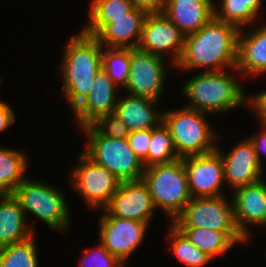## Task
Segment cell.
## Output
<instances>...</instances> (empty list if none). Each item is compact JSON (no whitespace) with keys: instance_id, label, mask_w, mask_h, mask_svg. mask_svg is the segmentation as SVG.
<instances>
[{"instance_id":"cell-1","label":"cell","mask_w":266,"mask_h":267,"mask_svg":"<svg viewBox=\"0 0 266 267\" xmlns=\"http://www.w3.org/2000/svg\"><path fill=\"white\" fill-rule=\"evenodd\" d=\"M239 31L236 25L214 16L201 29L185 36L184 49L175 66L185 71L201 67H207L203 72L223 71L226 67L235 70Z\"/></svg>"},{"instance_id":"cell-2","label":"cell","mask_w":266,"mask_h":267,"mask_svg":"<svg viewBox=\"0 0 266 267\" xmlns=\"http://www.w3.org/2000/svg\"><path fill=\"white\" fill-rule=\"evenodd\" d=\"M103 45L83 30L71 37L63 53V93L73 112L89 96L94 76L102 67Z\"/></svg>"},{"instance_id":"cell-3","label":"cell","mask_w":266,"mask_h":267,"mask_svg":"<svg viewBox=\"0 0 266 267\" xmlns=\"http://www.w3.org/2000/svg\"><path fill=\"white\" fill-rule=\"evenodd\" d=\"M182 92L190 100L186 107L213 114L242 106L249 98L232 72L225 70L199 72L185 82Z\"/></svg>"},{"instance_id":"cell-4","label":"cell","mask_w":266,"mask_h":267,"mask_svg":"<svg viewBox=\"0 0 266 267\" xmlns=\"http://www.w3.org/2000/svg\"><path fill=\"white\" fill-rule=\"evenodd\" d=\"M142 179L149 188L155 209L161 208L172 222L192 198L182 158L145 168Z\"/></svg>"},{"instance_id":"cell-5","label":"cell","mask_w":266,"mask_h":267,"mask_svg":"<svg viewBox=\"0 0 266 267\" xmlns=\"http://www.w3.org/2000/svg\"><path fill=\"white\" fill-rule=\"evenodd\" d=\"M88 137L83 152L92 161L105 167L120 182L136 181L143 177V162L130 149L127 138H109L101 135L92 125L81 128Z\"/></svg>"},{"instance_id":"cell-6","label":"cell","mask_w":266,"mask_h":267,"mask_svg":"<svg viewBox=\"0 0 266 267\" xmlns=\"http://www.w3.org/2000/svg\"><path fill=\"white\" fill-rule=\"evenodd\" d=\"M162 113L163 122L169 128L180 158L216 150L214 141L218 136L207 122L204 112L185 106Z\"/></svg>"},{"instance_id":"cell-7","label":"cell","mask_w":266,"mask_h":267,"mask_svg":"<svg viewBox=\"0 0 266 267\" xmlns=\"http://www.w3.org/2000/svg\"><path fill=\"white\" fill-rule=\"evenodd\" d=\"M13 196L19 201L25 215L26 211L31 212L47 226L60 232L70 227L68 203L59 189L26 178L15 188Z\"/></svg>"},{"instance_id":"cell-8","label":"cell","mask_w":266,"mask_h":267,"mask_svg":"<svg viewBox=\"0 0 266 267\" xmlns=\"http://www.w3.org/2000/svg\"><path fill=\"white\" fill-rule=\"evenodd\" d=\"M226 196L191 198L183 212L172 222L177 228L213 229L239 232L234 220L233 203Z\"/></svg>"},{"instance_id":"cell-9","label":"cell","mask_w":266,"mask_h":267,"mask_svg":"<svg viewBox=\"0 0 266 267\" xmlns=\"http://www.w3.org/2000/svg\"><path fill=\"white\" fill-rule=\"evenodd\" d=\"M77 160L79 164L71 171V187L85 199L88 207L104 209L116 193L120 181L83 152Z\"/></svg>"},{"instance_id":"cell-10","label":"cell","mask_w":266,"mask_h":267,"mask_svg":"<svg viewBox=\"0 0 266 267\" xmlns=\"http://www.w3.org/2000/svg\"><path fill=\"white\" fill-rule=\"evenodd\" d=\"M146 16L145 11L135 7L118 19H89L82 30L106 48H137Z\"/></svg>"},{"instance_id":"cell-11","label":"cell","mask_w":266,"mask_h":267,"mask_svg":"<svg viewBox=\"0 0 266 267\" xmlns=\"http://www.w3.org/2000/svg\"><path fill=\"white\" fill-rule=\"evenodd\" d=\"M164 63L163 57L132 48L127 93L160 100L167 75Z\"/></svg>"},{"instance_id":"cell-12","label":"cell","mask_w":266,"mask_h":267,"mask_svg":"<svg viewBox=\"0 0 266 267\" xmlns=\"http://www.w3.org/2000/svg\"><path fill=\"white\" fill-rule=\"evenodd\" d=\"M99 242L124 264L143 241L148 223L110 216L106 211L99 222Z\"/></svg>"},{"instance_id":"cell-13","label":"cell","mask_w":266,"mask_h":267,"mask_svg":"<svg viewBox=\"0 0 266 267\" xmlns=\"http://www.w3.org/2000/svg\"><path fill=\"white\" fill-rule=\"evenodd\" d=\"M184 42L185 35L164 13L147 14L137 48L160 57L170 52L171 62L176 65Z\"/></svg>"},{"instance_id":"cell-14","label":"cell","mask_w":266,"mask_h":267,"mask_svg":"<svg viewBox=\"0 0 266 267\" xmlns=\"http://www.w3.org/2000/svg\"><path fill=\"white\" fill-rule=\"evenodd\" d=\"M192 198L222 196L224 166L217 150L182 157ZM222 193V194H221Z\"/></svg>"},{"instance_id":"cell-15","label":"cell","mask_w":266,"mask_h":267,"mask_svg":"<svg viewBox=\"0 0 266 267\" xmlns=\"http://www.w3.org/2000/svg\"><path fill=\"white\" fill-rule=\"evenodd\" d=\"M103 211H106L110 216L149 224L156 209L147 184L143 179H140L120 182L116 193Z\"/></svg>"},{"instance_id":"cell-16","label":"cell","mask_w":266,"mask_h":267,"mask_svg":"<svg viewBox=\"0 0 266 267\" xmlns=\"http://www.w3.org/2000/svg\"><path fill=\"white\" fill-rule=\"evenodd\" d=\"M232 196L234 220L242 236L248 241L247 224L266 226V182L263 179L235 189Z\"/></svg>"},{"instance_id":"cell-17","label":"cell","mask_w":266,"mask_h":267,"mask_svg":"<svg viewBox=\"0 0 266 267\" xmlns=\"http://www.w3.org/2000/svg\"><path fill=\"white\" fill-rule=\"evenodd\" d=\"M220 153L224 166V180L233 190L262 179V170L254 146L249 138L240 141L228 154Z\"/></svg>"},{"instance_id":"cell-18","label":"cell","mask_w":266,"mask_h":267,"mask_svg":"<svg viewBox=\"0 0 266 267\" xmlns=\"http://www.w3.org/2000/svg\"><path fill=\"white\" fill-rule=\"evenodd\" d=\"M93 80L89 96L73 112L81 128L91 125L101 116L114 113L118 102L117 86L103 67L97 72Z\"/></svg>"},{"instance_id":"cell-19","label":"cell","mask_w":266,"mask_h":267,"mask_svg":"<svg viewBox=\"0 0 266 267\" xmlns=\"http://www.w3.org/2000/svg\"><path fill=\"white\" fill-rule=\"evenodd\" d=\"M163 13L187 36L215 16V3L212 0H167Z\"/></svg>"},{"instance_id":"cell-20","label":"cell","mask_w":266,"mask_h":267,"mask_svg":"<svg viewBox=\"0 0 266 267\" xmlns=\"http://www.w3.org/2000/svg\"><path fill=\"white\" fill-rule=\"evenodd\" d=\"M156 102L158 100L128 95L121 100L118 99L114 114L130 132L152 129L163 121V113H158L152 107Z\"/></svg>"},{"instance_id":"cell-21","label":"cell","mask_w":266,"mask_h":267,"mask_svg":"<svg viewBox=\"0 0 266 267\" xmlns=\"http://www.w3.org/2000/svg\"><path fill=\"white\" fill-rule=\"evenodd\" d=\"M252 76L266 73V24L254 32L238 34L236 70Z\"/></svg>"},{"instance_id":"cell-22","label":"cell","mask_w":266,"mask_h":267,"mask_svg":"<svg viewBox=\"0 0 266 267\" xmlns=\"http://www.w3.org/2000/svg\"><path fill=\"white\" fill-rule=\"evenodd\" d=\"M26 215L13 194L0 195V247L21 242L33 236Z\"/></svg>"},{"instance_id":"cell-23","label":"cell","mask_w":266,"mask_h":267,"mask_svg":"<svg viewBox=\"0 0 266 267\" xmlns=\"http://www.w3.org/2000/svg\"><path fill=\"white\" fill-rule=\"evenodd\" d=\"M178 229L201 252L207 253L213 259L218 255L225 254L236 243L246 241L240 232H220L202 228Z\"/></svg>"},{"instance_id":"cell-24","label":"cell","mask_w":266,"mask_h":267,"mask_svg":"<svg viewBox=\"0 0 266 267\" xmlns=\"http://www.w3.org/2000/svg\"><path fill=\"white\" fill-rule=\"evenodd\" d=\"M29 162L21 150H11L0 146V195L13 194L27 177Z\"/></svg>"},{"instance_id":"cell-25","label":"cell","mask_w":266,"mask_h":267,"mask_svg":"<svg viewBox=\"0 0 266 267\" xmlns=\"http://www.w3.org/2000/svg\"><path fill=\"white\" fill-rule=\"evenodd\" d=\"M263 0H221L220 9L215 5L218 20L236 25L239 29L256 19Z\"/></svg>"},{"instance_id":"cell-26","label":"cell","mask_w":266,"mask_h":267,"mask_svg":"<svg viewBox=\"0 0 266 267\" xmlns=\"http://www.w3.org/2000/svg\"><path fill=\"white\" fill-rule=\"evenodd\" d=\"M180 158L176 152L173 138L169 128L162 121L152 128L151 141L147 157L142 161L145 168L155 165L169 163Z\"/></svg>"},{"instance_id":"cell-27","label":"cell","mask_w":266,"mask_h":267,"mask_svg":"<svg viewBox=\"0 0 266 267\" xmlns=\"http://www.w3.org/2000/svg\"><path fill=\"white\" fill-rule=\"evenodd\" d=\"M36 247L34 235L0 247V267H38Z\"/></svg>"},{"instance_id":"cell-28","label":"cell","mask_w":266,"mask_h":267,"mask_svg":"<svg viewBox=\"0 0 266 267\" xmlns=\"http://www.w3.org/2000/svg\"><path fill=\"white\" fill-rule=\"evenodd\" d=\"M168 237L171 241V250L180 263L186 267H202L213 258L201 252L187 237L172 223Z\"/></svg>"},{"instance_id":"cell-29","label":"cell","mask_w":266,"mask_h":267,"mask_svg":"<svg viewBox=\"0 0 266 267\" xmlns=\"http://www.w3.org/2000/svg\"><path fill=\"white\" fill-rule=\"evenodd\" d=\"M131 48L102 49V67L113 83L125 88L129 78Z\"/></svg>"},{"instance_id":"cell-30","label":"cell","mask_w":266,"mask_h":267,"mask_svg":"<svg viewBox=\"0 0 266 267\" xmlns=\"http://www.w3.org/2000/svg\"><path fill=\"white\" fill-rule=\"evenodd\" d=\"M87 19H118L135 8L132 0H92Z\"/></svg>"},{"instance_id":"cell-31","label":"cell","mask_w":266,"mask_h":267,"mask_svg":"<svg viewBox=\"0 0 266 267\" xmlns=\"http://www.w3.org/2000/svg\"><path fill=\"white\" fill-rule=\"evenodd\" d=\"M96 249H87L81 258L82 267H124V263L112 255L100 242ZM84 265V266H83Z\"/></svg>"},{"instance_id":"cell-32","label":"cell","mask_w":266,"mask_h":267,"mask_svg":"<svg viewBox=\"0 0 266 267\" xmlns=\"http://www.w3.org/2000/svg\"><path fill=\"white\" fill-rule=\"evenodd\" d=\"M101 135L109 138H127L129 130L127 126L114 113L101 116L91 124Z\"/></svg>"},{"instance_id":"cell-33","label":"cell","mask_w":266,"mask_h":267,"mask_svg":"<svg viewBox=\"0 0 266 267\" xmlns=\"http://www.w3.org/2000/svg\"><path fill=\"white\" fill-rule=\"evenodd\" d=\"M152 129L138 130L129 132L127 140L130 149L143 161L147 155L151 141Z\"/></svg>"},{"instance_id":"cell-34","label":"cell","mask_w":266,"mask_h":267,"mask_svg":"<svg viewBox=\"0 0 266 267\" xmlns=\"http://www.w3.org/2000/svg\"><path fill=\"white\" fill-rule=\"evenodd\" d=\"M247 103H249V107L256 113L260 124L266 123V90L249 98V102L247 101Z\"/></svg>"},{"instance_id":"cell-35","label":"cell","mask_w":266,"mask_h":267,"mask_svg":"<svg viewBox=\"0 0 266 267\" xmlns=\"http://www.w3.org/2000/svg\"><path fill=\"white\" fill-rule=\"evenodd\" d=\"M136 8L147 14L163 13L167 0H132Z\"/></svg>"},{"instance_id":"cell-36","label":"cell","mask_w":266,"mask_h":267,"mask_svg":"<svg viewBox=\"0 0 266 267\" xmlns=\"http://www.w3.org/2000/svg\"><path fill=\"white\" fill-rule=\"evenodd\" d=\"M261 134L258 133L257 135H252L251 137H248L250 141L252 142L255 153L257 155V159L262 167V157L261 153L264 151L266 153V128L261 124Z\"/></svg>"},{"instance_id":"cell-37","label":"cell","mask_w":266,"mask_h":267,"mask_svg":"<svg viewBox=\"0 0 266 267\" xmlns=\"http://www.w3.org/2000/svg\"><path fill=\"white\" fill-rule=\"evenodd\" d=\"M15 120L13 109L5 102L0 101V131L6 130Z\"/></svg>"}]
</instances>
